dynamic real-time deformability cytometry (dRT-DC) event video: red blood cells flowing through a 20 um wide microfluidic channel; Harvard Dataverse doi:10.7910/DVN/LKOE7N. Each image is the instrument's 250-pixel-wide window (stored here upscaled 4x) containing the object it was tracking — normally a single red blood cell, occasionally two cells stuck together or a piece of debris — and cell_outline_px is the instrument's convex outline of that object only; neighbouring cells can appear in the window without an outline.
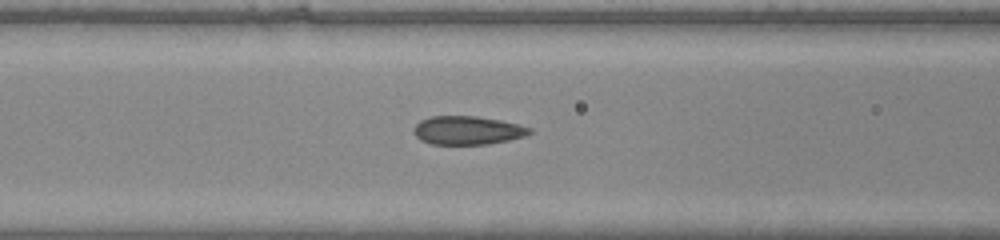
{"species": "common noctule bat (a hibernating species)", "species_latin": "Nyctalus noctula", "temperature_condition": "warm", "stored_images_in_passage": 10, "camera_frame_rate_fps": 3000, "um_per_image_px": 0.085, "animal": {"sex": "male", "body_mass_g": 20.0, "forearm_length_mm": 53.3}, "frame": {"image": 1, "passage_image": 9, "time_ms": 2.667, "image_size_px": [1000, 240], "cell_outline_px": [[532, 132], [524, 136], [508, 140], [488, 144], [432, 144], [420, 140], [416, 136], [416, 124], [420, 120], [432, 116], [476, 116], [500, 120], [532, 128]], "centroid_in_image_um": [39.75, 11.08], "position_along_channel_um": 126.9, "area_um2": 19.02}}